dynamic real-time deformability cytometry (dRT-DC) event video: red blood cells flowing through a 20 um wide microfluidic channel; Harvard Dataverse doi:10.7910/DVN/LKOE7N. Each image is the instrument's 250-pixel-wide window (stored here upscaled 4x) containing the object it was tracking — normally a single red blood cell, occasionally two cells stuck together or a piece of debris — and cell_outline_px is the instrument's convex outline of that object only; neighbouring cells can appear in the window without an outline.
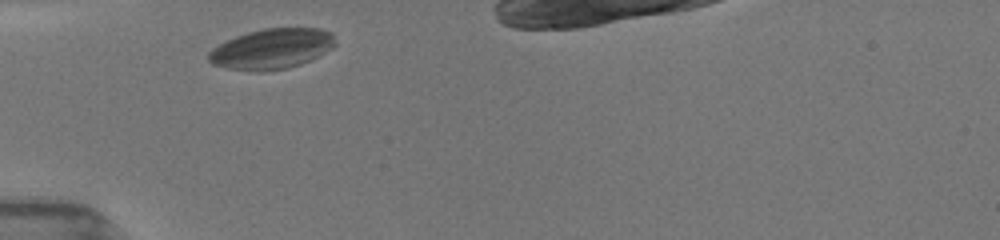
{"species": "common noctule bat (a hibernating species)", "species_latin": "Nyctalus noctula", "temperature_condition": "room temperature", "stored_images_in_passage": 20, "camera_frame_rate_fps": 3000, "um_per_image_px": 0.085, "animal": {"sex": "female", "body_mass_g": 19.5, "forearm_length_mm": 54.1}, "frame": {"image": 1, "passage_image": 1, "time_ms": 0.0, "image_size_px": [1000, 240], "cell_outline_px": [[336, 44], [332, 48], [300, 64], [288, 68], [260, 72], [228, 68], [212, 64], [208, 60], [208, 52], [212, 48], [236, 36], [248, 32], [264, 28], [320, 28], [332, 32]], "centroid_in_image_um": [23.09, 4.15], "position_along_channel_um": 61.9, "area_um2": 29.59}}